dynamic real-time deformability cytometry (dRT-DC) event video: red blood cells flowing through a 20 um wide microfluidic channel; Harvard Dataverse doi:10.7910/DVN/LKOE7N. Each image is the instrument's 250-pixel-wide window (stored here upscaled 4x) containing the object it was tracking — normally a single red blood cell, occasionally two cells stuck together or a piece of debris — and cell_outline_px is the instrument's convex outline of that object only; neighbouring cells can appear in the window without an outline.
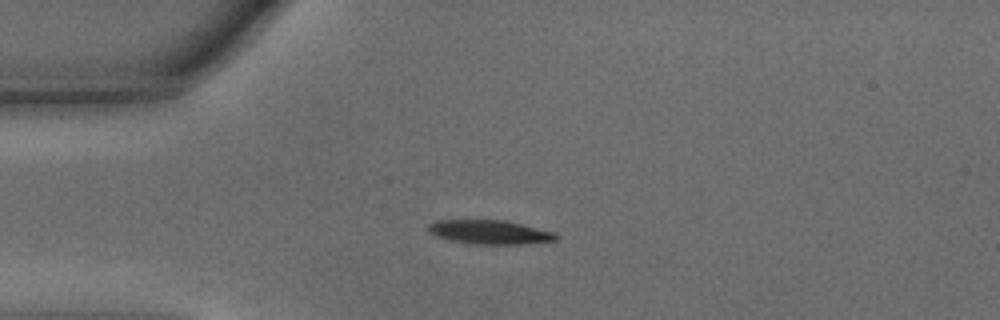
{"species": "common noctule bat (a hibernating species)", "species_latin": "Nyctalus noctula", "temperature_condition": "warm", "stored_images_in_passage": 36, "camera_frame_rate_fps": 3000, "um_per_image_px": 0.085, "animal": {"sex": "male", "body_mass_g": 15.6}, "frame": {"image": 1, "passage_image": 1, "time_ms": 0.0, "image_size_px": [1000, 320], "cell_outline_px": [[560, 236], [556, 240], [524, 244], [472, 244], [448, 240], [436, 236], [428, 232], [428, 224], [436, 220], [504, 220], [556, 232]], "centroid_in_image_um": [41.62, 19.73], "position_along_channel_um": 43.4, "area_um2": 18.03}}
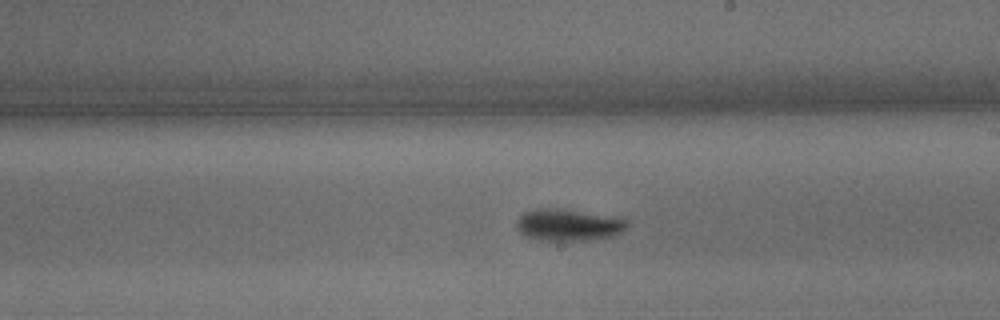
{"frame": {"image": 2, "passage_image": 16, "time_ms": 5.0, "image_size_px": [1000, 320], "cell_outline_px": [[628, 224], [620, 232], [612, 236], [592, 240], [540, 240], [524, 236], [516, 228], [516, 220], [524, 212], [536, 208], [564, 208], [624, 216], [628, 220]], "centroid_in_image_um": [48.35, 19.08], "position_along_channel_um": 240.6, "area_um2": 21.21}}
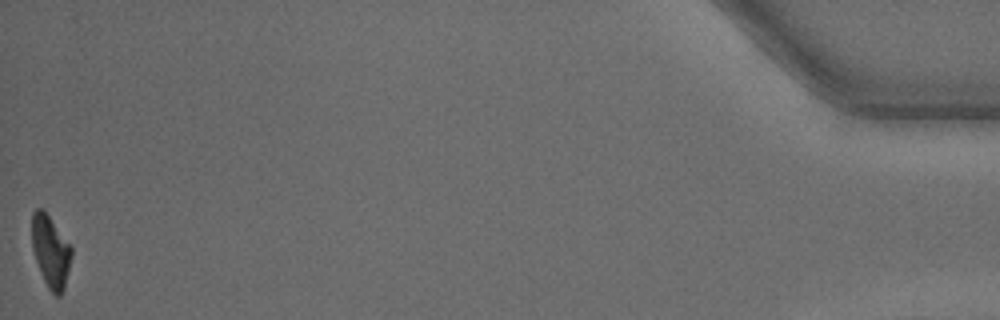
{"frame": {"image": 3, "passage_image": 36, "time_ms": 11.667, "image_size_px": [1000, 320], "cell_outline_px": [[72, 256], [64, 288], [60, 296], [56, 296], [48, 288], [40, 272], [32, 248], [32, 212], [36, 208], [44, 208], [72, 244]], "centroid_in_image_um": [4.32, 21.31], "position_along_channel_um": 430.9, "area_um2": 16.99}, "authors_computed_cell_mechanics": {"area_um2": 18.7561, "velocity_mm_per_s": 4.3358, "shape_relaxation_time_tau1_ms": 2.1433, "shape_relaxation_time_tau2_ms": null, "deformation_change_tau1": 0.1453, "deformation_change_tau2": null}}